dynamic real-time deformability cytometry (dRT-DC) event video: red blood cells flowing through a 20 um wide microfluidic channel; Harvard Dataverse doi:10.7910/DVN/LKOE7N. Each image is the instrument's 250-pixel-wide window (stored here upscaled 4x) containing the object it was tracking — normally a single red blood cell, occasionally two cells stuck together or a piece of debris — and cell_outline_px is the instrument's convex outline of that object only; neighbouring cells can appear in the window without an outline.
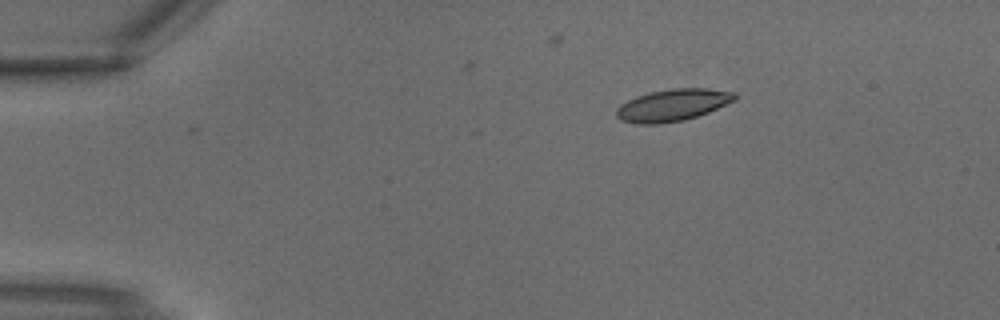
{"species": "common noctule bat (a hibernating species)", "species_latin": "Nyctalus noctula", "temperature_condition": "warm", "stored_images_in_passage": 4, "camera_frame_rate_fps": 3000, "um_per_image_px": 0.085, "animal": {"sex": "male", "body_mass_g": 18.8}, "frame": {"image": 1, "passage_image": 4, "time_ms": 1.0, "image_size_px": [1000, 320], "cell_outline_px": [[736, 100], [708, 112], [684, 120], [656, 124], [636, 124], [620, 120], [616, 116], [616, 108], [620, 104], [636, 96], [652, 92], [672, 88], [708, 88], [736, 92]], "centroid_in_image_um": [57.17, 8.93], "position_along_channel_um": 27.8, "area_um2": 22.08}}